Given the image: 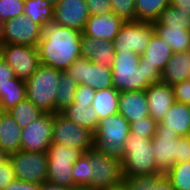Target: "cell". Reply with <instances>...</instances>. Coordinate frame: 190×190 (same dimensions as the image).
<instances>
[{
	"instance_id": "6da1fadb",
	"label": "cell",
	"mask_w": 190,
	"mask_h": 190,
	"mask_svg": "<svg viewBox=\"0 0 190 190\" xmlns=\"http://www.w3.org/2000/svg\"><path fill=\"white\" fill-rule=\"evenodd\" d=\"M83 31L49 23L38 43L40 64L66 71L81 57Z\"/></svg>"
},
{
	"instance_id": "7a4b0ae2",
	"label": "cell",
	"mask_w": 190,
	"mask_h": 190,
	"mask_svg": "<svg viewBox=\"0 0 190 190\" xmlns=\"http://www.w3.org/2000/svg\"><path fill=\"white\" fill-rule=\"evenodd\" d=\"M141 56L133 51L115 52L111 67L113 87L119 92L141 91L161 80L158 67L143 65Z\"/></svg>"
},
{
	"instance_id": "3957f363",
	"label": "cell",
	"mask_w": 190,
	"mask_h": 190,
	"mask_svg": "<svg viewBox=\"0 0 190 190\" xmlns=\"http://www.w3.org/2000/svg\"><path fill=\"white\" fill-rule=\"evenodd\" d=\"M123 176L163 174L153 156L152 139L144 136L128 135L123 143L121 159Z\"/></svg>"
},
{
	"instance_id": "277c9868",
	"label": "cell",
	"mask_w": 190,
	"mask_h": 190,
	"mask_svg": "<svg viewBox=\"0 0 190 190\" xmlns=\"http://www.w3.org/2000/svg\"><path fill=\"white\" fill-rule=\"evenodd\" d=\"M61 71L40 64L35 73L25 81L26 98L44 113H56V90Z\"/></svg>"
},
{
	"instance_id": "5b68a950",
	"label": "cell",
	"mask_w": 190,
	"mask_h": 190,
	"mask_svg": "<svg viewBox=\"0 0 190 190\" xmlns=\"http://www.w3.org/2000/svg\"><path fill=\"white\" fill-rule=\"evenodd\" d=\"M130 134V123L119 113L107 116L98 123L94 133L95 148L119 160L123 157V143Z\"/></svg>"
},
{
	"instance_id": "8992f818",
	"label": "cell",
	"mask_w": 190,
	"mask_h": 190,
	"mask_svg": "<svg viewBox=\"0 0 190 190\" xmlns=\"http://www.w3.org/2000/svg\"><path fill=\"white\" fill-rule=\"evenodd\" d=\"M91 164L92 179L89 187L95 190H106L123 182L121 160L101 153L93 148L84 153Z\"/></svg>"
},
{
	"instance_id": "52a82bcc",
	"label": "cell",
	"mask_w": 190,
	"mask_h": 190,
	"mask_svg": "<svg viewBox=\"0 0 190 190\" xmlns=\"http://www.w3.org/2000/svg\"><path fill=\"white\" fill-rule=\"evenodd\" d=\"M16 179L35 184L46 182L48 176V156L46 152L20 150L10 154Z\"/></svg>"
},
{
	"instance_id": "ba28073f",
	"label": "cell",
	"mask_w": 190,
	"mask_h": 190,
	"mask_svg": "<svg viewBox=\"0 0 190 190\" xmlns=\"http://www.w3.org/2000/svg\"><path fill=\"white\" fill-rule=\"evenodd\" d=\"M52 143L79 148L84 153L95 148L94 133L68 120L61 113L53 114Z\"/></svg>"
},
{
	"instance_id": "9c48e42d",
	"label": "cell",
	"mask_w": 190,
	"mask_h": 190,
	"mask_svg": "<svg viewBox=\"0 0 190 190\" xmlns=\"http://www.w3.org/2000/svg\"><path fill=\"white\" fill-rule=\"evenodd\" d=\"M0 56L13 69L15 77L27 81L40 65L38 48L21 44H1Z\"/></svg>"
},
{
	"instance_id": "30bf717a",
	"label": "cell",
	"mask_w": 190,
	"mask_h": 190,
	"mask_svg": "<svg viewBox=\"0 0 190 190\" xmlns=\"http://www.w3.org/2000/svg\"><path fill=\"white\" fill-rule=\"evenodd\" d=\"M154 33L153 23L127 21L122 25L119 33L112 41L115 52L133 51L141 56Z\"/></svg>"
},
{
	"instance_id": "8fae6325",
	"label": "cell",
	"mask_w": 190,
	"mask_h": 190,
	"mask_svg": "<svg viewBox=\"0 0 190 190\" xmlns=\"http://www.w3.org/2000/svg\"><path fill=\"white\" fill-rule=\"evenodd\" d=\"M66 72L78 85L85 84L94 90L113 87L111 68L99 63H93L87 58H78Z\"/></svg>"
},
{
	"instance_id": "7c38bea8",
	"label": "cell",
	"mask_w": 190,
	"mask_h": 190,
	"mask_svg": "<svg viewBox=\"0 0 190 190\" xmlns=\"http://www.w3.org/2000/svg\"><path fill=\"white\" fill-rule=\"evenodd\" d=\"M43 28L28 16L21 14L4 22L1 44H21L37 47Z\"/></svg>"
},
{
	"instance_id": "4fadbf2b",
	"label": "cell",
	"mask_w": 190,
	"mask_h": 190,
	"mask_svg": "<svg viewBox=\"0 0 190 190\" xmlns=\"http://www.w3.org/2000/svg\"><path fill=\"white\" fill-rule=\"evenodd\" d=\"M53 114L44 113L31 122L21 133V150L47 152L52 143Z\"/></svg>"
},
{
	"instance_id": "5bb4252c",
	"label": "cell",
	"mask_w": 190,
	"mask_h": 190,
	"mask_svg": "<svg viewBox=\"0 0 190 190\" xmlns=\"http://www.w3.org/2000/svg\"><path fill=\"white\" fill-rule=\"evenodd\" d=\"M178 137L175 132L166 130L162 123H157L156 133L152 138V149L156 167L163 174L176 164Z\"/></svg>"
},
{
	"instance_id": "9a60e30c",
	"label": "cell",
	"mask_w": 190,
	"mask_h": 190,
	"mask_svg": "<svg viewBox=\"0 0 190 190\" xmlns=\"http://www.w3.org/2000/svg\"><path fill=\"white\" fill-rule=\"evenodd\" d=\"M89 16L85 0H59L54 6L53 23L83 31Z\"/></svg>"
},
{
	"instance_id": "2e32d148",
	"label": "cell",
	"mask_w": 190,
	"mask_h": 190,
	"mask_svg": "<svg viewBox=\"0 0 190 190\" xmlns=\"http://www.w3.org/2000/svg\"><path fill=\"white\" fill-rule=\"evenodd\" d=\"M124 23L125 21L113 12L99 16L90 15L83 30V35L99 38L103 41H113Z\"/></svg>"
},
{
	"instance_id": "e0dca14e",
	"label": "cell",
	"mask_w": 190,
	"mask_h": 190,
	"mask_svg": "<svg viewBox=\"0 0 190 190\" xmlns=\"http://www.w3.org/2000/svg\"><path fill=\"white\" fill-rule=\"evenodd\" d=\"M149 116L160 123L175 102L173 87L161 81L145 89Z\"/></svg>"
},
{
	"instance_id": "ac0fdd59",
	"label": "cell",
	"mask_w": 190,
	"mask_h": 190,
	"mask_svg": "<svg viewBox=\"0 0 190 190\" xmlns=\"http://www.w3.org/2000/svg\"><path fill=\"white\" fill-rule=\"evenodd\" d=\"M118 113L125 117L129 123L149 116L145 90L120 92Z\"/></svg>"
},
{
	"instance_id": "d6986e66",
	"label": "cell",
	"mask_w": 190,
	"mask_h": 190,
	"mask_svg": "<svg viewBox=\"0 0 190 190\" xmlns=\"http://www.w3.org/2000/svg\"><path fill=\"white\" fill-rule=\"evenodd\" d=\"M81 57L111 68L115 57V47L112 41L82 35Z\"/></svg>"
},
{
	"instance_id": "ffe728a7",
	"label": "cell",
	"mask_w": 190,
	"mask_h": 190,
	"mask_svg": "<svg viewBox=\"0 0 190 190\" xmlns=\"http://www.w3.org/2000/svg\"><path fill=\"white\" fill-rule=\"evenodd\" d=\"M190 80V51L174 52L162 71L161 82L173 86Z\"/></svg>"
},
{
	"instance_id": "44dd1931",
	"label": "cell",
	"mask_w": 190,
	"mask_h": 190,
	"mask_svg": "<svg viewBox=\"0 0 190 190\" xmlns=\"http://www.w3.org/2000/svg\"><path fill=\"white\" fill-rule=\"evenodd\" d=\"M178 136H190V105L175 101L160 122Z\"/></svg>"
},
{
	"instance_id": "7402d4cb",
	"label": "cell",
	"mask_w": 190,
	"mask_h": 190,
	"mask_svg": "<svg viewBox=\"0 0 190 190\" xmlns=\"http://www.w3.org/2000/svg\"><path fill=\"white\" fill-rule=\"evenodd\" d=\"M174 52L172 48L154 33L147 45L145 52L141 55L140 61L143 65L158 67L162 72Z\"/></svg>"
},
{
	"instance_id": "603a6c76",
	"label": "cell",
	"mask_w": 190,
	"mask_h": 190,
	"mask_svg": "<svg viewBox=\"0 0 190 190\" xmlns=\"http://www.w3.org/2000/svg\"><path fill=\"white\" fill-rule=\"evenodd\" d=\"M21 133L18 123L4 112L0 121V147L8 156L21 150Z\"/></svg>"
},
{
	"instance_id": "cb8c5ba5",
	"label": "cell",
	"mask_w": 190,
	"mask_h": 190,
	"mask_svg": "<svg viewBox=\"0 0 190 190\" xmlns=\"http://www.w3.org/2000/svg\"><path fill=\"white\" fill-rule=\"evenodd\" d=\"M91 105L72 102L61 114L75 124L95 133L99 120Z\"/></svg>"
},
{
	"instance_id": "d4e9b609",
	"label": "cell",
	"mask_w": 190,
	"mask_h": 190,
	"mask_svg": "<svg viewBox=\"0 0 190 190\" xmlns=\"http://www.w3.org/2000/svg\"><path fill=\"white\" fill-rule=\"evenodd\" d=\"M119 94L120 92L114 87L96 90L91 106L99 121L118 113Z\"/></svg>"
},
{
	"instance_id": "484cf974",
	"label": "cell",
	"mask_w": 190,
	"mask_h": 190,
	"mask_svg": "<svg viewBox=\"0 0 190 190\" xmlns=\"http://www.w3.org/2000/svg\"><path fill=\"white\" fill-rule=\"evenodd\" d=\"M154 32L165 40L173 52L190 51V31L184 27L154 26Z\"/></svg>"
},
{
	"instance_id": "4316f807",
	"label": "cell",
	"mask_w": 190,
	"mask_h": 190,
	"mask_svg": "<svg viewBox=\"0 0 190 190\" xmlns=\"http://www.w3.org/2000/svg\"><path fill=\"white\" fill-rule=\"evenodd\" d=\"M54 7L46 0H24L23 14L43 29L53 22Z\"/></svg>"
},
{
	"instance_id": "83f0119b",
	"label": "cell",
	"mask_w": 190,
	"mask_h": 190,
	"mask_svg": "<svg viewBox=\"0 0 190 190\" xmlns=\"http://www.w3.org/2000/svg\"><path fill=\"white\" fill-rule=\"evenodd\" d=\"M26 98L25 81L17 77L11 78L10 83L0 92V108L7 112Z\"/></svg>"
},
{
	"instance_id": "f1b7e54d",
	"label": "cell",
	"mask_w": 190,
	"mask_h": 190,
	"mask_svg": "<svg viewBox=\"0 0 190 190\" xmlns=\"http://www.w3.org/2000/svg\"><path fill=\"white\" fill-rule=\"evenodd\" d=\"M77 86V82L66 71H61L55 97L56 113H61L74 101Z\"/></svg>"
},
{
	"instance_id": "f546056e",
	"label": "cell",
	"mask_w": 190,
	"mask_h": 190,
	"mask_svg": "<svg viewBox=\"0 0 190 190\" xmlns=\"http://www.w3.org/2000/svg\"><path fill=\"white\" fill-rule=\"evenodd\" d=\"M170 0H135L136 21L154 23Z\"/></svg>"
},
{
	"instance_id": "4dcf8cb0",
	"label": "cell",
	"mask_w": 190,
	"mask_h": 190,
	"mask_svg": "<svg viewBox=\"0 0 190 190\" xmlns=\"http://www.w3.org/2000/svg\"><path fill=\"white\" fill-rule=\"evenodd\" d=\"M18 123L21 129L25 128L31 122L41 117L44 112L35 106L29 99L25 98L16 106L7 111Z\"/></svg>"
},
{
	"instance_id": "1f68e13d",
	"label": "cell",
	"mask_w": 190,
	"mask_h": 190,
	"mask_svg": "<svg viewBox=\"0 0 190 190\" xmlns=\"http://www.w3.org/2000/svg\"><path fill=\"white\" fill-rule=\"evenodd\" d=\"M73 165L74 164L48 162V176L46 182L70 189L76 186L72 175Z\"/></svg>"
},
{
	"instance_id": "d6a6232c",
	"label": "cell",
	"mask_w": 190,
	"mask_h": 190,
	"mask_svg": "<svg viewBox=\"0 0 190 190\" xmlns=\"http://www.w3.org/2000/svg\"><path fill=\"white\" fill-rule=\"evenodd\" d=\"M46 153L48 162L74 164L84 152L72 146L67 147L60 143H51Z\"/></svg>"
},
{
	"instance_id": "836d02e7",
	"label": "cell",
	"mask_w": 190,
	"mask_h": 190,
	"mask_svg": "<svg viewBox=\"0 0 190 190\" xmlns=\"http://www.w3.org/2000/svg\"><path fill=\"white\" fill-rule=\"evenodd\" d=\"M153 26L184 27L190 31V14L178 12V9L169 5L161 11Z\"/></svg>"
},
{
	"instance_id": "e575fe53",
	"label": "cell",
	"mask_w": 190,
	"mask_h": 190,
	"mask_svg": "<svg viewBox=\"0 0 190 190\" xmlns=\"http://www.w3.org/2000/svg\"><path fill=\"white\" fill-rule=\"evenodd\" d=\"M164 176L175 190H190V162L174 164Z\"/></svg>"
},
{
	"instance_id": "d590c367",
	"label": "cell",
	"mask_w": 190,
	"mask_h": 190,
	"mask_svg": "<svg viewBox=\"0 0 190 190\" xmlns=\"http://www.w3.org/2000/svg\"><path fill=\"white\" fill-rule=\"evenodd\" d=\"M72 175L76 186H88L91 179V164L83 153L72 166Z\"/></svg>"
},
{
	"instance_id": "8d00e7d4",
	"label": "cell",
	"mask_w": 190,
	"mask_h": 190,
	"mask_svg": "<svg viewBox=\"0 0 190 190\" xmlns=\"http://www.w3.org/2000/svg\"><path fill=\"white\" fill-rule=\"evenodd\" d=\"M164 174L141 175V176H124L123 182L128 190H153L156 182Z\"/></svg>"
},
{
	"instance_id": "74e56055",
	"label": "cell",
	"mask_w": 190,
	"mask_h": 190,
	"mask_svg": "<svg viewBox=\"0 0 190 190\" xmlns=\"http://www.w3.org/2000/svg\"><path fill=\"white\" fill-rule=\"evenodd\" d=\"M156 127L157 122L152 117L139 118V120L130 123V134L152 139L156 133Z\"/></svg>"
},
{
	"instance_id": "f35d334b",
	"label": "cell",
	"mask_w": 190,
	"mask_h": 190,
	"mask_svg": "<svg viewBox=\"0 0 190 190\" xmlns=\"http://www.w3.org/2000/svg\"><path fill=\"white\" fill-rule=\"evenodd\" d=\"M112 12L125 22L136 21L135 0H110Z\"/></svg>"
},
{
	"instance_id": "ab89813d",
	"label": "cell",
	"mask_w": 190,
	"mask_h": 190,
	"mask_svg": "<svg viewBox=\"0 0 190 190\" xmlns=\"http://www.w3.org/2000/svg\"><path fill=\"white\" fill-rule=\"evenodd\" d=\"M24 0H0V12L5 22L23 14Z\"/></svg>"
},
{
	"instance_id": "60d3db41",
	"label": "cell",
	"mask_w": 190,
	"mask_h": 190,
	"mask_svg": "<svg viewBox=\"0 0 190 190\" xmlns=\"http://www.w3.org/2000/svg\"><path fill=\"white\" fill-rule=\"evenodd\" d=\"M190 162V136L177 138L176 164Z\"/></svg>"
},
{
	"instance_id": "b9f144b4",
	"label": "cell",
	"mask_w": 190,
	"mask_h": 190,
	"mask_svg": "<svg viewBox=\"0 0 190 190\" xmlns=\"http://www.w3.org/2000/svg\"><path fill=\"white\" fill-rule=\"evenodd\" d=\"M96 90L85 84H79L76 89L73 103L92 104Z\"/></svg>"
},
{
	"instance_id": "7bdbcfd3",
	"label": "cell",
	"mask_w": 190,
	"mask_h": 190,
	"mask_svg": "<svg viewBox=\"0 0 190 190\" xmlns=\"http://www.w3.org/2000/svg\"><path fill=\"white\" fill-rule=\"evenodd\" d=\"M90 15H103L112 12L110 0H85Z\"/></svg>"
},
{
	"instance_id": "ee69618b",
	"label": "cell",
	"mask_w": 190,
	"mask_h": 190,
	"mask_svg": "<svg viewBox=\"0 0 190 190\" xmlns=\"http://www.w3.org/2000/svg\"><path fill=\"white\" fill-rule=\"evenodd\" d=\"M172 87L175 101L190 105V80L177 83Z\"/></svg>"
},
{
	"instance_id": "f6af8a7d",
	"label": "cell",
	"mask_w": 190,
	"mask_h": 190,
	"mask_svg": "<svg viewBox=\"0 0 190 190\" xmlns=\"http://www.w3.org/2000/svg\"><path fill=\"white\" fill-rule=\"evenodd\" d=\"M15 179L14 169L9 159L0 164V190Z\"/></svg>"
},
{
	"instance_id": "bcb514c9",
	"label": "cell",
	"mask_w": 190,
	"mask_h": 190,
	"mask_svg": "<svg viewBox=\"0 0 190 190\" xmlns=\"http://www.w3.org/2000/svg\"><path fill=\"white\" fill-rule=\"evenodd\" d=\"M13 69L0 56V92H3L5 87L10 83V79L14 78Z\"/></svg>"
},
{
	"instance_id": "7dc6e473",
	"label": "cell",
	"mask_w": 190,
	"mask_h": 190,
	"mask_svg": "<svg viewBox=\"0 0 190 190\" xmlns=\"http://www.w3.org/2000/svg\"><path fill=\"white\" fill-rule=\"evenodd\" d=\"M4 190H40V184L14 179Z\"/></svg>"
},
{
	"instance_id": "c3c4849f",
	"label": "cell",
	"mask_w": 190,
	"mask_h": 190,
	"mask_svg": "<svg viewBox=\"0 0 190 190\" xmlns=\"http://www.w3.org/2000/svg\"><path fill=\"white\" fill-rule=\"evenodd\" d=\"M170 5L178 9V12L190 14V0H170Z\"/></svg>"
},
{
	"instance_id": "681fc988",
	"label": "cell",
	"mask_w": 190,
	"mask_h": 190,
	"mask_svg": "<svg viewBox=\"0 0 190 190\" xmlns=\"http://www.w3.org/2000/svg\"><path fill=\"white\" fill-rule=\"evenodd\" d=\"M153 190H175L170 181L163 175L155 184Z\"/></svg>"
},
{
	"instance_id": "f907efd6",
	"label": "cell",
	"mask_w": 190,
	"mask_h": 190,
	"mask_svg": "<svg viewBox=\"0 0 190 190\" xmlns=\"http://www.w3.org/2000/svg\"><path fill=\"white\" fill-rule=\"evenodd\" d=\"M40 190H70V188L44 182L40 184Z\"/></svg>"
},
{
	"instance_id": "816d5d0a",
	"label": "cell",
	"mask_w": 190,
	"mask_h": 190,
	"mask_svg": "<svg viewBox=\"0 0 190 190\" xmlns=\"http://www.w3.org/2000/svg\"><path fill=\"white\" fill-rule=\"evenodd\" d=\"M106 190H128V188L124 182H121L120 184L112 186Z\"/></svg>"
},
{
	"instance_id": "f5cc1de1",
	"label": "cell",
	"mask_w": 190,
	"mask_h": 190,
	"mask_svg": "<svg viewBox=\"0 0 190 190\" xmlns=\"http://www.w3.org/2000/svg\"><path fill=\"white\" fill-rule=\"evenodd\" d=\"M6 159H8V155L0 147V164H2Z\"/></svg>"
},
{
	"instance_id": "db71d44e",
	"label": "cell",
	"mask_w": 190,
	"mask_h": 190,
	"mask_svg": "<svg viewBox=\"0 0 190 190\" xmlns=\"http://www.w3.org/2000/svg\"><path fill=\"white\" fill-rule=\"evenodd\" d=\"M70 190H95L89 186H73Z\"/></svg>"
},
{
	"instance_id": "11a10c76",
	"label": "cell",
	"mask_w": 190,
	"mask_h": 190,
	"mask_svg": "<svg viewBox=\"0 0 190 190\" xmlns=\"http://www.w3.org/2000/svg\"><path fill=\"white\" fill-rule=\"evenodd\" d=\"M3 25H4V21L2 20V14L0 12V37L2 36V33H3Z\"/></svg>"
},
{
	"instance_id": "9f6ffc18",
	"label": "cell",
	"mask_w": 190,
	"mask_h": 190,
	"mask_svg": "<svg viewBox=\"0 0 190 190\" xmlns=\"http://www.w3.org/2000/svg\"><path fill=\"white\" fill-rule=\"evenodd\" d=\"M46 1H48L54 7L59 0H46Z\"/></svg>"
},
{
	"instance_id": "6f0895ef",
	"label": "cell",
	"mask_w": 190,
	"mask_h": 190,
	"mask_svg": "<svg viewBox=\"0 0 190 190\" xmlns=\"http://www.w3.org/2000/svg\"><path fill=\"white\" fill-rule=\"evenodd\" d=\"M4 111L0 108V121H1V117L3 115Z\"/></svg>"
}]
</instances>
